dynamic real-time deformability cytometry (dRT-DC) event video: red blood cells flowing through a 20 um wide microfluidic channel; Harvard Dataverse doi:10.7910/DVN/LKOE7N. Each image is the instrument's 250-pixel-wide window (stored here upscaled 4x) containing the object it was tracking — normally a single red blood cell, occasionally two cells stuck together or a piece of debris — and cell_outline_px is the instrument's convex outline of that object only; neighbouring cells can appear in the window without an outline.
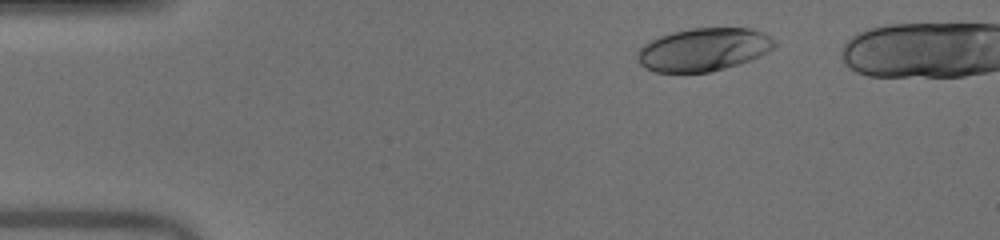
{"species": "human", "species_latin": "Homo sapiens", "temperature_condition": "warm", "stored_images_in_passage": 36, "camera_frame_rate_fps": 3000, "um_per_image_px": 0.085, "donor": {"sex": "male"}, "frame": {"image": 1, "passage_image": 1, "time_ms": 0.0, "image_size_px": [1000, 240], "cell_outline_px": [[776, 44], [768, 52], [760, 56], [724, 68], [708, 72], [656, 72], [644, 68], [636, 60], [636, 52], [644, 44], [660, 36], [672, 32], [692, 28], [752, 28], [776, 40]], "centroid_in_image_um": [59.76, 4.21], "position_along_channel_um": 25.2, "area_um2": 34.22}}
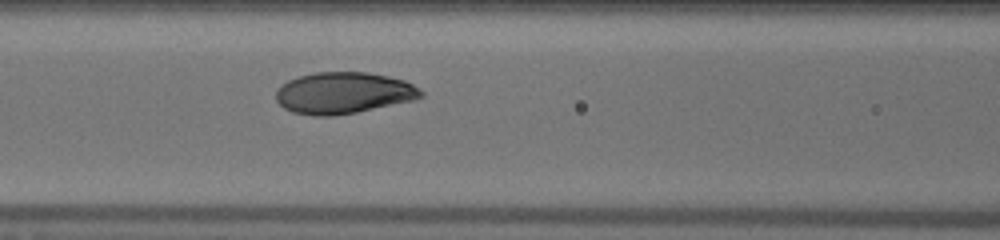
{"frame": {"image": 2, "passage_image": 15, "time_ms": 4.667, "image_size_px": [1000, 240], "cell_outline_px": [[424, 96], [412, 100], [356, 112], [332, 116], [316, 116], [292, 112], [284, 108], [276, 100], [276, 92], [280, 84], [296, 76], [316, 72], [368, 72], [388, 76], [404, 80], [412, 84], [424, 92]], "centroid_in_image_um": [29.16, 7.89], "position_along_channel_um": 137.4, "area_um2": 35.08}}
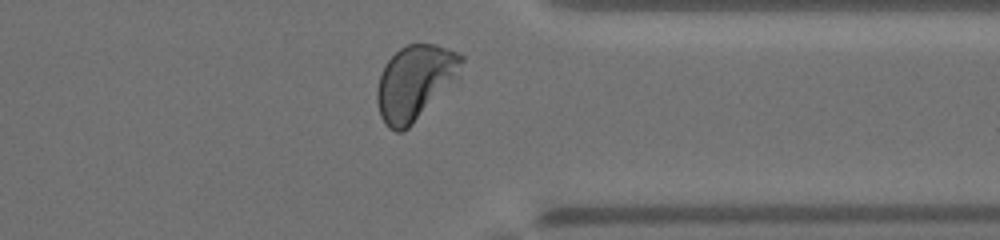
{"frame": {"image": 3, "passage_image": 33, "time_ms": 10.667, "image_size_px": [1000, 240], "cell_outline_px": [[464, 60], [460, 84], [404, 132], [396, 132], [388, 128], [384, 124], [380, 116], [376, 100], [376, 88], [384, 64], [400, 48], [408, 44], [436, 44], [448, 48], [464, 56]], "centroid_in_image_um": [35.37, 7.06], "position_along_channel_um": 376.0, "area_um2": 38.73}, "authors_computed_cell_mechanics": {"area_um2": 35.1424, "velocity_mm_per_s": 4.0452, "shape_relaxation_time_tau1_ms": 2.6129, "shape_relaxation_time_tau2_ms": null, "deformation_change_tau1": 0.1541, "deformation_change_tau2": null}}